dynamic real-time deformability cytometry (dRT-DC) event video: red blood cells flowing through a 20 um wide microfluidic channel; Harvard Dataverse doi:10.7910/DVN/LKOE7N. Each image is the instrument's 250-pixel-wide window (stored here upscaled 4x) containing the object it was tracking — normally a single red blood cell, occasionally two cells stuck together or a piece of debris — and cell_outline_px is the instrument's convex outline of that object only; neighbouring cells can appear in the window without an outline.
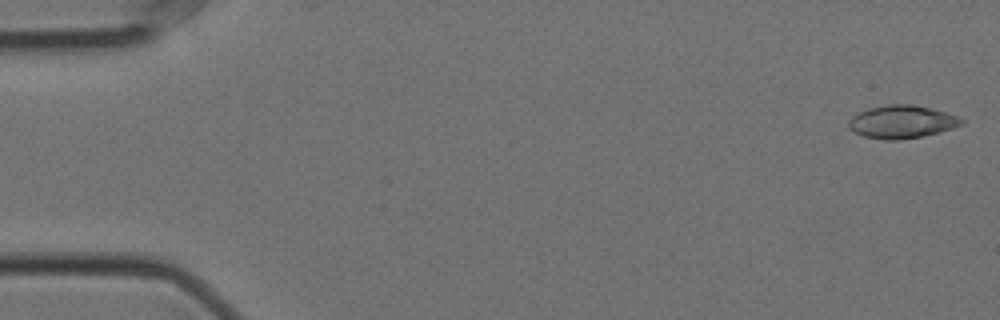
{"species": "Egyptian fruit bat (a non-hibernating species)", "species_latin": "Rousettus aegyptiacus", "temperature_condition": "cold", "stored_images_in_passage": 57, "camera_frame_rate_fps": 3000, "um_per_image_px": 0.085, "animal": {"sex": "female"}, "frame": {"image": 1, "passage_image": 1, "time_ms": 0.0, "image_size_px": [1000, 320], "cell_outline_px": [[964, 124], [940, 132], [900, 140], [884, 140], [864, 136], [852, 132], [848, 128], [848, 120], [852, 116], [868, 108], [888, 104], [912, 104], [932, 108], [956, 116], [964, 120]], "centroid_in_image_um": [76.62, 10.35], "position_along_channel_um": 8.4, "area_um2": 21.73}}
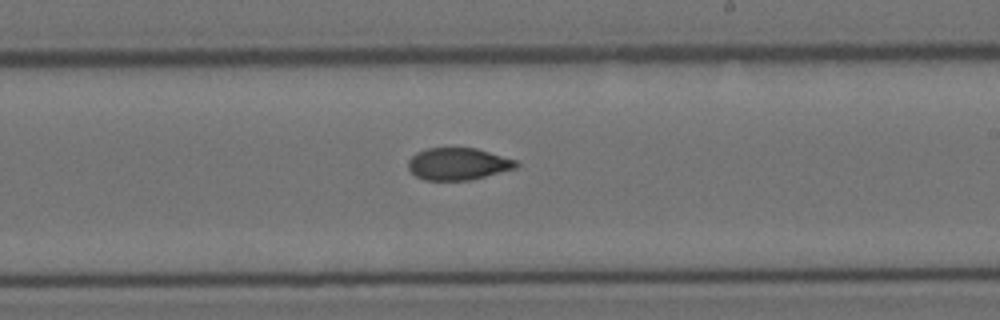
{"frame": {"image": 2, "passage_image": 33, "time_ms": 10.667, "image_size_px": [1000, 320], "cell_outline_px": [[520, 164], [516, 168], [472, 180], [424, 180], [416, 176], [408, 168], [408, 160], [416, 152], [428, 148], [476, 148], [516, 160]], "centroid_in_image_um": [38.93, 13.93], "position_along_channel_um": 250.1, "area_um2": 20.23}}
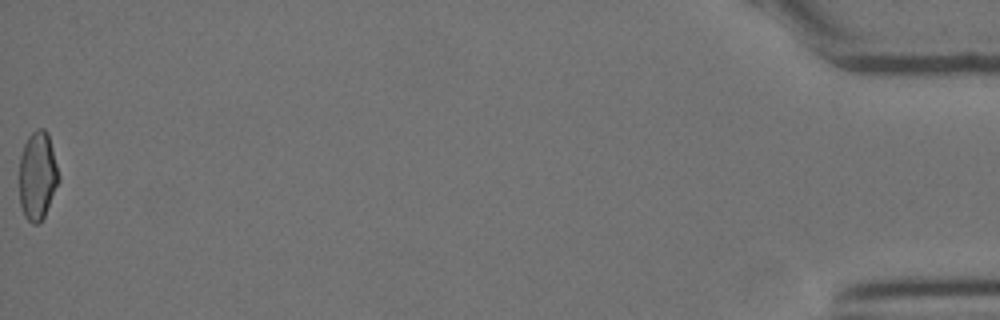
{"frame": {"image": 3, "passage_image": 57, "time_ms": 18.667, "image_size_px": [1000, 320], "cell_outline_px": [[60, 180], [44, 216], [40, 224], [32, 224], [24, 216], [20, 204], [20, 156], [24, 144], [28, 136], [36, 128], [44, 128], [48, 132], [60, 176]], "centroid_in_image_um": [3.2, 14.93], "position_along_channel_um": 432.0, "area_um2": 20.46}, "authors_computed_cell_mechanics": {"area_um2": 21.0392, "velocity_mm_per_s": 3.5308, "shape_relaxation_time_tau1_ms": null, "shape_relaxation_time_tau2_ms": 2.9615, "deformation_change_tau1": null, "deformation_change_tau2": 0.0709}}